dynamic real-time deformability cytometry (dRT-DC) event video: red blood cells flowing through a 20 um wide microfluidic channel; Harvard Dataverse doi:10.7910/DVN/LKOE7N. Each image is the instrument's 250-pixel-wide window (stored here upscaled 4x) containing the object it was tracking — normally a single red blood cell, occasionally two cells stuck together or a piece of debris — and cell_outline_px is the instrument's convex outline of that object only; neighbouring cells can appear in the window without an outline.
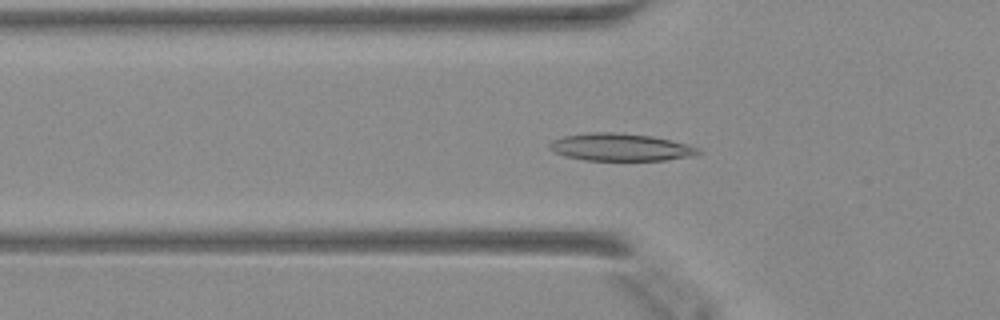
{"species": "Egyptian fruit bat (a non-hibernating species)", "species_latin": "Rousettus aegyptiacus", "temperature_condition": "warm", "stored_images_in_passage": 48, "camera_frame_rate_fps": 3000, "um_per_image_px": 0.085, "animal": {"sex": "female"}, "frame": {"image": 1, "passage_image": 16, "time_ms": 5.0, "image_size_px": [1000, 320], "cell_outline_px": [[704, 152], [696, 156], [664, 160], [584, 160], [564, 156], [552, 152], [548, 148], [548, 144], [552, 140], [564, 136], [588, 132], [612, 132], [652, 136], [688, 144], [700, 148]], "centroid_in_image_um": [52.75, 12.51], "position_along_channel_um": 73.1, "area_um2": 24.1}}
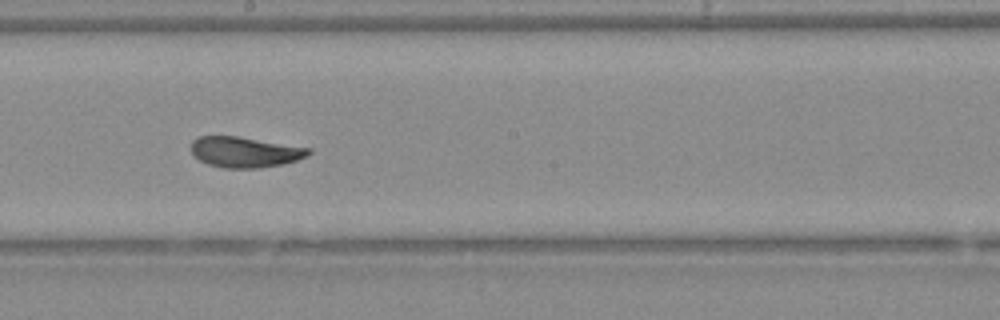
{"frame": {"image": 2, "passage_image": 27, "time_ms": 8.667, "image_size_px": [1000, 320], "cell_outline_px": [[312, 152], [308, 156], [284, 164], [260, 168], [224, 168], [208, 164], [200, 160], [192, 152], [192, 140], [200, 136], [236, 136], [312, 148]], "centroid_in_image_um": [20.86, 12.93], "position_along_channel_um": 227.3, "area_um2": 20.92}}
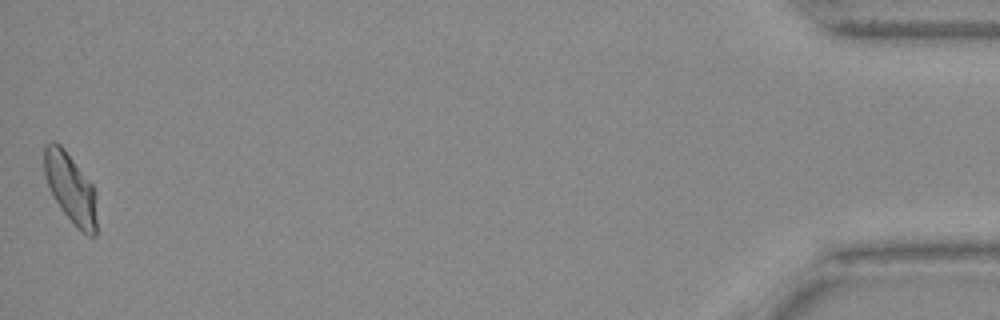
{"frame": {"image": 3, "passage_image": 48, "time_ms": 15.667, "image_size_px": [1000, 320], "cell_outline_px": [[96, 236], [88, 236], [76, 228], [60, 208], [48, 184], [44, 172], [44, 144], [52, 140], [60, 144], [64, 148], [92, 184], [96, 192]], "centroid_in_image_um": [6.01, 15.99], "position_along_channel_um": 429.2, "area_um2": 21.44}}